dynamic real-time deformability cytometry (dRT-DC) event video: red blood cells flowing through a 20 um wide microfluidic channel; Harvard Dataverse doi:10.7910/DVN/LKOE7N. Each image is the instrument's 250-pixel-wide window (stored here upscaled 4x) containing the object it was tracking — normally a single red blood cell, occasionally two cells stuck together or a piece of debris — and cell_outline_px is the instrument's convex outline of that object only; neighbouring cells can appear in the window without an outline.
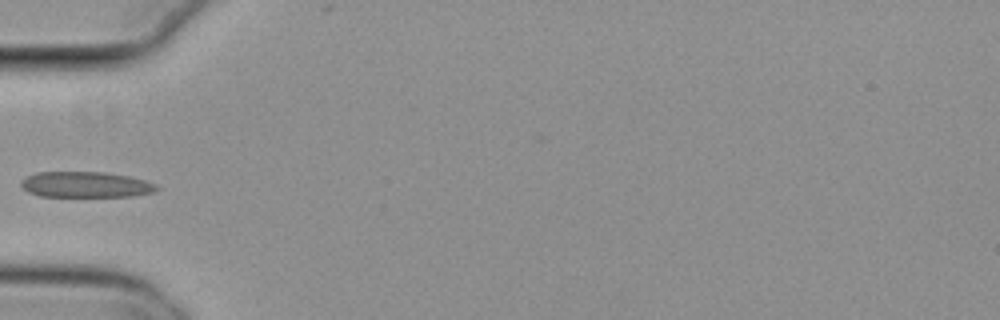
{"species": "common noctule bat (a hibernating species)", "species_latin": "Nyctalus noctula", "temperature_condition": "cold", "stored_images_in_passage": 36, "camera_frame_rate_fps": 3000, "um_per_image_px": 0.085, "animal": {"sex": "female", "body_mass_g": 29.2, "forearm_length_mm": 56.3}, "frame": {"image": 1, "passage_image": 1, "time_ms": 0.0, "image_size_px": [1000, 320], "cell_outline_px": [[160, 188], [152, 192], [132, 196], [40, 196], [28, 192], [20, 184], [20, 180], [36, 172], [104, 172], [128, 176], [144, 180], [156, 184]], "centroid_in_image_um": [7.27, 15.68], "position_along_channel_um": 77.7, "area_um2": 20.23}}
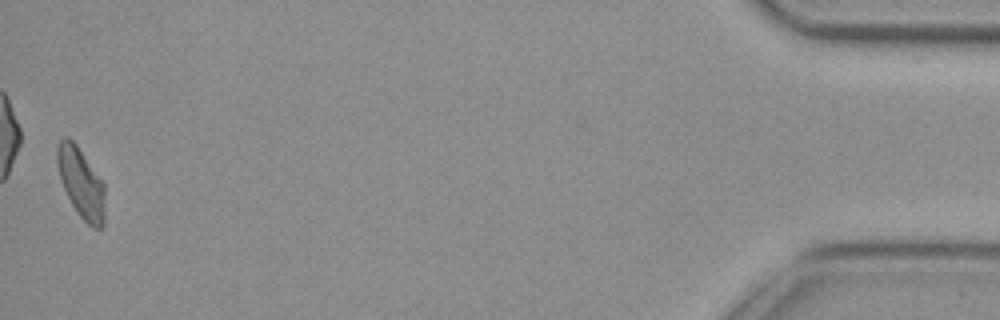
{"frame": {"image": 2, "passage_image": 36, "time_ms": 11.667, "image_size_px": [1000, 320], "cell_outline_px": [[104, 224], [100, 228], [92, 228], [76, 212], [60, 180], [56, 160], [56, 148], [60, 140], [64, 136], [68, 136], [76, 144], [104, 184]], "centroid_in_image_um": [6.87, 15.54], "position_along_channel_um": 428.3, "area_um2": 19.36}}